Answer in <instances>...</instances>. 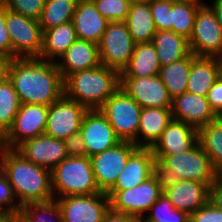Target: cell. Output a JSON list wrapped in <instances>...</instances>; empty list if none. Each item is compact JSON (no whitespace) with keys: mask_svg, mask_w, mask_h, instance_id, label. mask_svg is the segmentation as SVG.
Here are the masks:
<instances>
[{"mask_svg":"<svg viewBox=\"0 0 222 222\" xmlns=\"http://www.w3.org/2000/svg\"><path fill=\"white\" fill-rule=\"evenodd\" d=\"M5 75L21 104L50 106L64 94V79L55 62L42 58L7 60Z\"/></svg>","mask_w":222,"mask_h":222,"instance_id":"obj_1","label":"cell"},{"mask_svg":"<svg viewBox=\"0 0 222 222\" xmlns=\"http://www.w3.org/2000/svg\"><path fill=\"white\" fill-rule=\"evenodd\" d=\"M0 168L6 174L21 207L54 198L51 171L26 160L15 149L0 146Z\"/></svg>","mask_w":222,"mask_h":222,"instance_id":"obj_2","label":"cell"},{"mask_svg":"<svg viewBox=\"0 0 222 222\" xmlns=\"http://www.w3.org/2000/svg\"><path fill=\"white\" fill-rule=\"evenodd\" d=\"M120 88V73L103 65L64 79V94L88 110L99 109Z\"/></svg>","mask_w":222,"mask_h":222,"instance_id":"obj_3","label":"cell"},{"mask_svg":"<svg viewBox=\"0 0 222 222\" xmlns=\"http://www.w3.org/2000/svg\"><path fill=\"white\" fill-rule=\"evenodd\" d=\"M162 182L190 180L208 187L217 178L211 159L197 142L188 151L170 156H154Z\"/></svg>","mask_w":222,"mask_h":222,"instance_id":"obj_4","label":"cell"},{"mask_svg":"<svg viewBox=\"0 0 222 222\" xmlns=\"http://www.w3.org/2000/svg\"><path fill=\"white\" fill-rule=\"evenodd\" d=\"M51 188L54 198L102 192L92 171L90 157L87 156L67 157L54 167L51 170Z\"/></svg>","mask_w":222,"mask_h":222,"instance_id":"obj_5","label":"cell"},{"mask_svg":"<svg viewBox=\"0 0 222 222\" xmlns=\"http://www.w3.org/2000/svg\"><path fill=\"white\" fill-rule=\"evenodd\" d=\"M110 209L141 220L163 194V182L156 171L150 178L134 188L106 193Z\"/></svg>","mask_w":222,"mask_h":222,"instance_id":"obj_6","label":"cell"},{"mask_svg":"<svg viewBox=\"0 0 222 222\" xmlns=\"http://www.w3.org/2000/svg\"><path fill=\"white\" fill-rule=\"evenodd\" d=\"M142 107L119 88L100 108L121 141L138 147V129Z\"/></svg>","mask_w":222,"mask_h":222,"instance_id":"obj_7","label":"cell"},{"mask_svg":"<svg viewBox=\"0 0 222 222\" xmlns=\"http://www.w3.org/2000/svg\"><path fill=\"white\" fill-rule=\"evenodd\" d=\"M6 28L12 44V59L40 58L43 32L39 21L6 8Z\"/></svg>","mask_w":222,"mask_h":222,"instance_id":"obj_8","label":"cell"},{"mask_svg":"<svg viewBox=\"0 0 222 222\" xmlns=\"http://www.w3.org/2000/svg\"><path fill=\"white\" fill-rule=\"evenodd\" d=\"M188 41L190 52L197 57H222V30L214 10L206 2L198 8Z\"/></svg>","mask_w":222,"mask_h":222,"instance_id":"obj_9","label":"cell"},{"mask_svg":"<svg viewBox=\"0 0 222 222\" xmlns=\"http://www.w3.org/2000/svg\"><path fill=\"white\" fill-rule=\"evenodd\" d=\"M134 46L125 21L109 22L98 44L101 65L121 73L131 59Z\"/></svg>","mask_w":222,"mask_h":222,"instance_id":"obj_10","label":"cell"},{"mask_svg":"<svg viewBox=\"0 0 222 222\" xmlns=\"http://www.w3.org/2000/svg\"><path fill=\"white\" fill-rule=\"evenodd\" d=\"M48 110L45 105L21 104L12 127L0 139V146L16 149L24 141L44 134Z\"/></svg>","mask_w":222,"mask_h":222,"instance_id":"obj_11","label":"cell"},{"mask_svg":"<svg viewBox=\"0 0 222 222\" xmlns=\"http://www.w3.org/2000/svg\"><path fill=\"white\" fill-rule=\"evenodd\" d=\"M86 107L63 94L49 106L44 134L65 140L81 129Z\"/></svg>","mask_w":222,"mask_h":222,"instance_id":"obj_12","label":"cell"},{"mask_svg":"<svg viewBox=\"0 0 222 222\" xmlns=\"http://www.w3.org/2000/svg\"><path fill=\"white\" fill-rule=\"evenodd\" d=\"M137 148L133 142L121 141L114 147L90 157L92 171L102 192L107 193L114 186L129 156Z\"/></svg>","mask_w":222,"mask_h":222,"instance_id":"obj_13","label":"cell"},{"mask_svg":"<svg viewBox=\"0 0 222 222\" xmlns=\"http://www.w3.org/2000/svg\"><path fill=\"white\" fill-rule=\"evenodd\" d=\"M60 205L63 222H103L110 210L106 193L55 198Z\"/></svg>","mask_w":222,"mask_h":222,"instance_id":"obj_14","label":"cell"},{"mask_svg":"<svg viewBox=\"0 0 222 222\" xmlns=\"http://www.w3.org/2000/svg\"><path fill=\"white\" fill-rule=\"evenodd\" d=\"M120 88L142 108H171L172 98L159 75L120 77Z\"/></svg>","mask_w":222,"mask_h":222,"instance_id":"obj_15","label":"cell"},{"mask_svg":"<svg viewBox=\"0 0 222 222\" xmlns=\"http://www.w3.org/2000/svg\"><path fill=\"white\" fill-rule=\"evenodd\" d=\"M80 132L86 146L87 157L102 153L121 142L99 109L88 110L85 113Z\"/></svg>","mask_w":222,"mask_h":222,"instance_id":"obj_16","label":"cell"},{"mask_svg":"<svg viewBox=\"0 0 222 222\" xmlns=\"http://www.w3.org/2000/svg\"><path fill=\"white\" fill-rule=\"evenodd\" d=\"M15 150L26 160L50 171L68 157L64 140L46 134L24 141Z\"/></svg>","mask_w":222,"mask_h":222,"instance_id":"obj_17","label":"cell"},{"mask_svg":"<svg viewBox=\"0 0 222 222\" xmlns=\"http://www.w3.org/2000/svg\"><path fill=\"white\" fill-rule=\"evenodd\" d=\"M163 195L175 209L191 215L208 202L209 187L204 183L184 179L163 182Z\"/></svg>","mask_w":222,"mask_h":222,"instance_id":"obj_18","label":"cell"},{"mask_svg":"<svg viewBox=\"0 0 222 222\" xmlns=\"http://www.w3.org/2000/svg\"><path fill=\"white\" fill-rule=\"evenodd\" d=\"M171 112L174 120L185 122L196 130L217 120L218 117L206 97L188 92L172 99Z\"/></svg>","mask_w":222,"mask_h":222,"instance_id":"obj_19","label":"cell"},{"mask_svg":"<svg viewBox=\"0 0 222 222\" xmlns=\"http://www.w3.org/2000/svg\"><path fill=\"white\" fill-rule=\"evenodd\" d=\"M157 171L151 148L138 147L127 160L114 186L108 192L134 188L150 178Z\"/></svg>","mask_w":222,"mask_h":222,"instance_id":"obj_20","label":"cell"},{"mask_svg":"<svg viewBox=\"0 0 222 222\" xmlns=\"http://www.w3.org/2000/svg\"><path fill=\"white\" fill-rule=\"evenodd\" d=\"M198 142V130L172 119L160 139L151 148L154 156H170L191 149Z\"/></svg>","mask_w":222,"mask_h":222,"instance_id":"obj_21","label":"cell"},{"mask_svg":"<svg viewBox=\"0 0 222 222\" xmlns=\"http://www.w3.org/2000/svg\"><path fill=\"white\" fill-rule=\"evenodd\" d=\"M72 23L78 39L99 44L109 21L100 14L92 0H79Z\"/></svg>","mask_w":222,"mask_h":222,"instance_id":"obj_22","label":"cell"},{"mask_svg":"<svg viewBox=\"0 0 222 222\" xmlns=\"http://www.w3.org/2000/svg\"><path fill=\"white\" fill-rule=\"evenodd\" d=\"M62 78L81 70L101 65L98 44L77 39L55 62Z\"/></svg>","mask_w":222,"mask_h":222,"instance_id":"obj_23","label":"cell"},{"mask_svg":"<svg viewBox=\"0 0 222 222\" xmlns=\"http://www.w3.org/2000/svg\"><path fill=\"white\" fill-rule=\"evenodd\" d=\"M172 119L171 108H142L138 129V147L152 148Z\"/></svg>","mask_w":222,"mask_h":222,"instance_id":"obj_24","label":"cell"},{"mask_svg":"<svg viewBox=\"0 0 222 222\" xmlns=\"http://www.w3.org/2000/svg\"><path fill=\"white\" fill-rule=\"evenodd\" d=\"M219 76V58L195 56L192 59L186 92L206 97Z\"/></svg>","mask_w":222,"mask_h":222,"instance_id":"obj_25","label":"cell"},{"mask_svg":"<svg viewBox=\"0 0 222 222\" xmlns=\"http://www.w3.org/2000/svg\"><path fill=\"white\" fill-rule=\"evenodd\" d=\"M161 65L156 48L152 42L137 43L128 65L120 73V77L144 78L159 75Z\"/></svg>","mask_w":222,"mask_h":222,"instance_id":"obj_26","label":"cell"},{"mask_svg":"<svg viewBox=\"0 0 222 222\" xmlns=\"http://www.w3.org/2000/svg\"><path fill=\"white\" fill-rule=\"evenodd\" d=\"M77 39L72 21L43 31L40 58L56 62Z\"/></svg>","mask_w":222,"mask_h":222,"instance_id":"obj_27","label":"cell"},{"mask_svg":"<svg viewBox=\"0 0 222 222\" xmlns=\"http://www.w3.org/2000/svg\"><path fill=\"white\" fill-rule=\"evenodd\" d=\"M125 23L135 44L152 42L156 27L149 1L132 3Z\"/></svg>","mask_w":222,"mask_h":222,"instance_id":"obj_28","label":"cell"},{"mask_svg":"<svg viewBox=\"0 0 222 222\" xmlns=\"http://www.w3.org/2000/svg\"><path fill=\"white\" fill-rule=\"evenodd\" d=\"M152 43L161 66L170 65L190 53L188 39L171 30L156 31Z\"/></svg>","mask_w":222,"mask_h":222,"instance_id":"obj_29","label":"cell"},{"mask_svg":"<svg viewBox=\"0 0 222 222\" xmlns=\"http://www.w3.org/2000/svg\"><path fill=\"white\" fill-rule=\"evenodd\" d=\"M194 57L195 55L190 52L186 57L170 65L161 66L159 76L172 99L186 92L192 59Z\"/></svg>","mask_w":222,"mask_h":222,"instance_id":"obj_30","label":"cell"},{"mask_svg":"<svg viewBox=\"0 0 222 222\" xmlns=\"http://www.w3.org/2000/svg\"><path fill=\"white\" fill-rule=\"evenodd\" d=\"M198 142L211 159L216 174L222 175V123L217 119L201 127Z\"/></svg>","mask_w":222,"mask_h":222,"instance_id":"obj_31","label":"cell"},{"mask_svg":"<svg viewBox=\"0 0 222 222\" xmlns=\"http://www.w3.org/2000/svg\"><path fill=\"white\" fill-rule=\"evenodd\" d=\"M203 2L200 0L174 1L171 12L172 31L189 40L193 32L196 13Z\"/></svg>","mask_w":222,"mask_h":222,"instance_id":"obj_32","label":"cell"},{"mask_svg":"<svg viewBox=\"0 0 222 222\" xmlns=\"http://www.w3.org/2000/svg\"><path fill=\"white\" fill-rule=\"evenodd\" d=\"M79 0H46L39 20L42 32L72 21Z\"/></svg>","mask_w":222,"mask_h":222,"instance_id":"obj_33","label":"cell"},{"mask_svg":"<svg viewBox=\"0 0 222 222\" xmlns=\"http://www.w3.org/2000/svg\"><path fill=\"white\" fill-rule=\"evenodd\" d=\"M21 103L11 81L6 75L0 80V139L12 127Z\"/></svg>","mask_w":222,"mask_h":222,"instance_id":"obj_34","label":"cell"},{"mask_svg":"<svg viewBox=\"0 0 222 222\" xmlns=\"http://www.w3.org/2000/svg\"><path fill=\"white\" fill-rule=\"evenodd\" d=\"M20 217L23 222H63L60 205L55 198L23 205Z\"/></svg>","mask_w":222,"mask_h":222,"instance_id":"obj_35","label":"cell"},{"mask_svg":"<svg viewBox=\"0 0 222 222\" xmlns=\"http://www.w3.org/2000/svg\"><path fill=\"white\" fill-rule=\"evenodd\" d=\"M141 220L190 222V215L187 212L175 209L172 203L162 194V196L151 206L148 214H145Z\"/></svg>","mask_w":222,"mask_h":222,"instance_id":"obj_36","label":"cell"},{"mask_svg":"<svg viewBox=\"0 0 222 222\" xmlns=\"http://www.w3.org/2000/svg\"><path fill=\"white\" fill-rule=\"evenodd\" d=\"M96 9L109 22L125 21L131 3L129 0H92Z\"/></svg>","mask_w":222,"mask_h":222,"instance_id":"obj_37","label":"cell"},{"mask_svg":"<svg viewBox=\"0 0 222 222\" xmlns=\"http://www.w3.org/2000/svg\"><path fill=\"white\" fill-rule=\"evenodd\" d=\"M175 0H150V9L156 31L171 30V12Z\"/></svg>","mask_w":222,"mask_h":222,"instance_id":"obj_38","label":"cell"},{"mask_svg":"<svg viewBox=\"0 0 222 222\" xmlns=\"http://www.w3.org/2000/svg\"><path fill=\"white\" fill-rule=\"evenodd\" d=\"M46 0H3L1 3L9 10L39 21Z\"/></svg>","mask_w":222,"mask_h":222,"instance_id":"obj_39","label":"cell"},{"mask_svg":"<svg viewBox=\"0 0 222 222\" xmlns=\"http://www.w3.org/2000/svg\"><path fill=\"white\" fill-rule=\"evenodd\" d=\"M21 206L15 198L6 174L0 168V214H20Z\"/></svg>","mask_w":222,"mask_h":222,"instance_id":"obj_40","label":"cell"},{"mask_svg":"<svg viewBox=\"0 0 222 222\" xmlns=\"http://www.w3.org/2000/svg\"><path fill=\"white\" fill-rule=\"evenodd\" d=\"M0 58L12 60V44L6 28V7L0 3Z\"/></svg>","mask_w":222,"mask_h":222,"instance_id":"obj_41","label":"cell"},{"mask_svg":"<svg viewBox=\"0 0 222 222\" xmlns=\"http://www.w3.org/2000/svg\"><path fill=\"white\" fill-rule=\"evenodd\" d=\"M190 222H222V210L208 201L190 215Z\"/></svg>","mask_w":222,"mask_h":222,"instance_id":"obj_42","label":"cell"},{"mask_svg":"<svg viewBox=\"0 0 222 222\" xmlns=\"http://www.w3.org/2000/svg\"><path fill=\"white\" fill-rule=\"evenodd\" d=\"M66 153L68 157H85L86 146L84 140L82 138L80 130L78 132L73 133L68 138L64 140Z\"/></svg>","mask_w":222,"mask_h":222,"instance_id":"obj_43","label":"cell"},{"mask_svg":"<svg viewBox=\"0 0 222 222\" xmlns=\"http://www.w3.org/2000/svg\"><path fill=\"white\" fill-rule=\"evenodd\" d=\"M206 99L210 104L214 113L218 116L222 114V76L214 82L206 95Z\"/></svg>","mask_w":222,"mask_h":222,"instance_id":"obj_44","label":"cell"},{"mask_svg":"<svg viewBox=\"0 0 222 222\" xmlns=\"http://www.w3.org/2000/svg\"><path fill=\"white\" fill-rule=\"evenodd\" d=\"M208 201L217 209L222 210V175L217 176L209 186Z\"/></svg>","mask_w":222,"mask_h":222,"instance_id":"obj_45","label":"cell"},{"mask_svg":"<svg viewBox=\"0 0 222 222\" xmlns=\"http://www.w3.org/2000/svg\"><path fill=\"white\" fill-rule=\"evenodd\" d=\"M103 222H139L135 217L130 216L125 213L115 212L113 210H109L104 218Z\"/></svg>","mask_w":222,"mask_h":222,"instance_id":"obj_46","label":"cell"},{"mask_svg":"<svg viewBox=\"0 0 222 222\" xmlns=\"http://www.w3.org/2000/svg\"><path fill=\"white\" fill-rule=\"evenodd\" d=\"M211 8L214 10L218 24L222 30V0H214L212 4H210Z\"/></svg>","mask_w":222,"mask_h":222,"instance_id":"obj_47","label":"cell"},{"mask_svg":"<svg viewBox=\"0 0 222 222\" xmlns=\"http://www.w3.org/2000/svg\"><path fill=\"white\" fill-rule=\"evenodd\" d=\"M20 214H0V222H17Z\"/></svg>","mask_w":222,"mask_h":222,"instance_id":"obj_48","label":"cell"},{"mask_svg":"<svg viewBox=\"0 0 222 222\" xmlns=\"http://www.w3.org/2000/svg\"><path fill=\"white\" fill-rule=\"evenodd\" d=\"M6 61L0 58V80L5 75Z\"/></svg>","mask_w":222,"mask_h":222,"instance_id":"obj_49","label":"cell"},{"mask_svg":"<svg viewBox=\"0 0 222 222\" xmlns=\"http://www.w3.org/2000/svg\"><path fill=\"white\" fill-rule=\"evenodd\" d=\"M147 1H150V0H129V2L132 4V3H139V2H147Z\"/></svg>","mask_w":222,"mask_h":222,"instance_id":"obj_50","label":"cell"},{"mask_svg":"<svg viewBox=\"0 0 222 222\" xmlns=\"http://www.w3.org/2000/svg\"><path fill=\"white\" fill-rule=\"evenodd\" d=\"M220 61V75L222 76V57L219 58Z\"/></svg>","mask_w":222,"mask_h":222,"instance_id":"obj_51","label":"cell"},{"mask_svg":"<svg viewBox=\"0 0 222 222\" xmlns=\"http://www.w3.org/2000/svg\"><path fill=\"white\" fill-rule=\"evenodd\" d=\"M139 222H160V221H153V220H140Z\"/></svg>","mask_w":222,"mask_h":222,"instance_id":"obj_52","label":"cell"},{"mask_svg":"<svg viewBox=\"0 0 222 222\" xmlns=\"http://www.w3.org/2000/svg\"><path fill=\"white\" fill-rule=\"evenodd\" d=\"M217 119L222 123V114L218 115Z\"/></svg>","mask_w":222,"mask_h":222,"instance_id":"obj_53","label":"cell"}]
</instances>
